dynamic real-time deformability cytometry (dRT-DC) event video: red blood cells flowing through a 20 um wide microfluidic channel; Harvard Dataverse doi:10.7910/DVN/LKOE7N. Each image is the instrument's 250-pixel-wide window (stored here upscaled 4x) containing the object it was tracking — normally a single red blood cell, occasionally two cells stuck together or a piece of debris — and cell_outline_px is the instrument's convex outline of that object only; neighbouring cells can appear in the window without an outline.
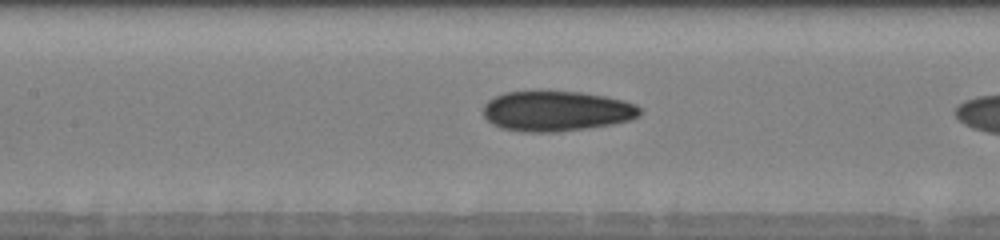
{"species": "human", "species_latin": "Homo sapiens", "temperature_condition": "warm", "stored_images_in_passage": 39, "camera_frame_rate_fps": 3000, "um_per_image_px": 0.085, "donor": {"sex": "male"}, "frame": {"image": 1, "passage_image": 22, "time_ms": 7.0, "image_size_px": [1000, 240], "cell_outline_px": [[640, 116], [632, 120], [612, 124], [588, 128], [556, 132], [524, 132], [500, 128], [492, 124], [484, 116], [484, 104], [488, 100], [504, 92], [540, 88], [584, 92], [608, 96], [624, 100], [636, 104], [640, 108]], "centroid_in_image_um": [47.3, 9.39], "position_along_channel_um": 160.1, "area_um2": 38.03}}
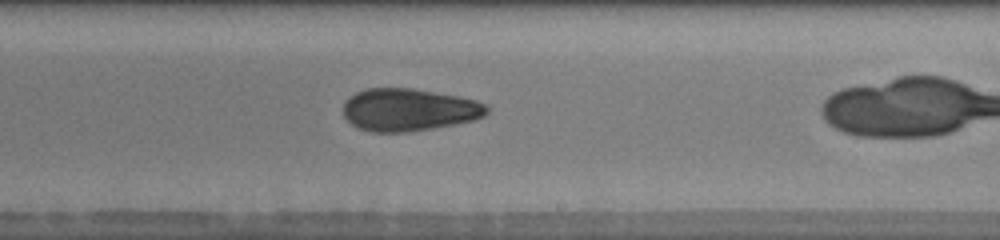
{"frame": {"image": 2, "passage_image": 29, "time_ms": 9.333, "image_size_px": [1000, 240], "cell_outline_px": [[488, 112], [484, 116], [472, 120], [456, 124], [432, 128], [404, 132], [368, 132], [352, 124], [344, 116], [344, 100], [348, 96], [356, 92], [368, 88], [412, 88], [460, 96], [476, 100], [484, 104], [488, 108]], "centroid_in_image_um": [34.73, 9.32], "position_along_channel_um": 254.3, "area_um2": 35.6}}